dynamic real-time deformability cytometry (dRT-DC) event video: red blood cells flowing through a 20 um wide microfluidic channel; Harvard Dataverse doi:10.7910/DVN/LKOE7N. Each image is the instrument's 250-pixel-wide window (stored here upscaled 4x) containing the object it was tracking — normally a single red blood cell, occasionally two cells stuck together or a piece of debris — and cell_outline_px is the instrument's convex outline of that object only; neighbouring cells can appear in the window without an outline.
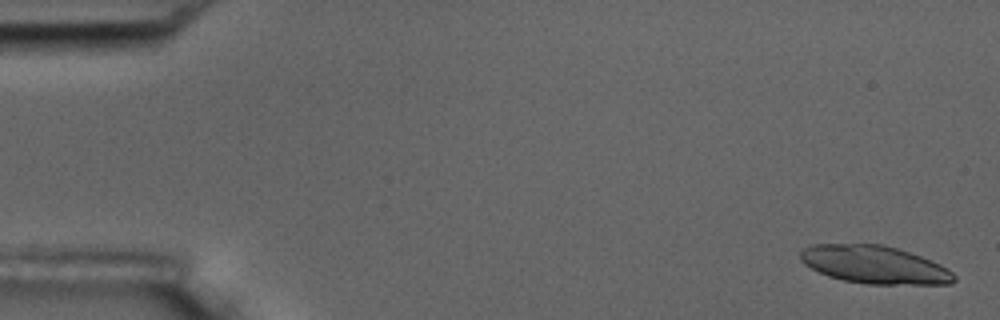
{"species": "common noctule bat (a hibernating species)", "species_latin": "Nyctalus noctula", "temperature_condition": "room temperature", "stored_images_in_passage": 18, "camera_frame_rate_fps": 3000, "um_per_image_px": 0.085, "animal": {"sex": "male", "body_mass_g": 17.5, "forearm_length_mm": 52.3}, "frame": {"image": 1, "passage_image": 1, "time_ms": 0.0, "image_size_px": [1000, 320], "cell_outline_px": [[956, 280], [952, 284], [868, 284], [844, 280], [828, 276], [804, 264], [800, 260], [800, 252], [804, 248], [812, 244], [880, 244], [896, 248], [920, 256], [940, 264], [948, 268], [956, 276]], "centroid_in_image_um": [74.34, 22.5], "position_along_channel_um": 10.7, "area_um2": 33.81}}
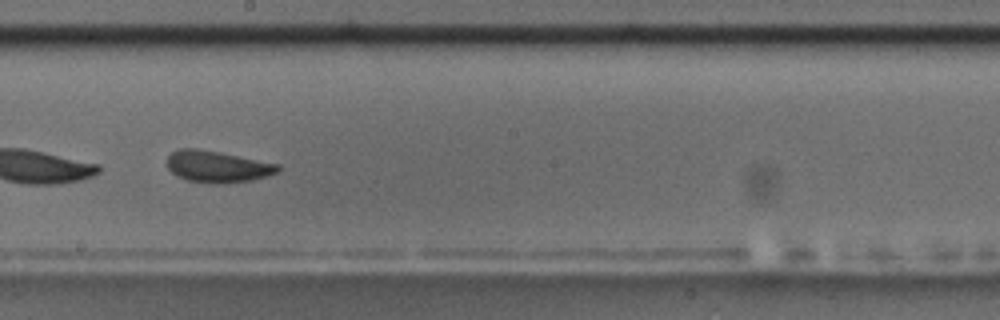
{"frame": {"image": 2, "passage_image": 10, "time_ms": 10.333, "image_size_px": [1000, 320], "cell_outline_px": [[280, 172], [252, 180], [220, 184], [216, 184], [188, 180], [172, 172], [168, 168], [168, 156], [172, 152], [180, 148], [196, 148], [220, 152], [280, 164]], "centroid_in_image_um": [18.52, 14.15], "position_along_channel_um": 229.7, "area_um2": 20.35}}
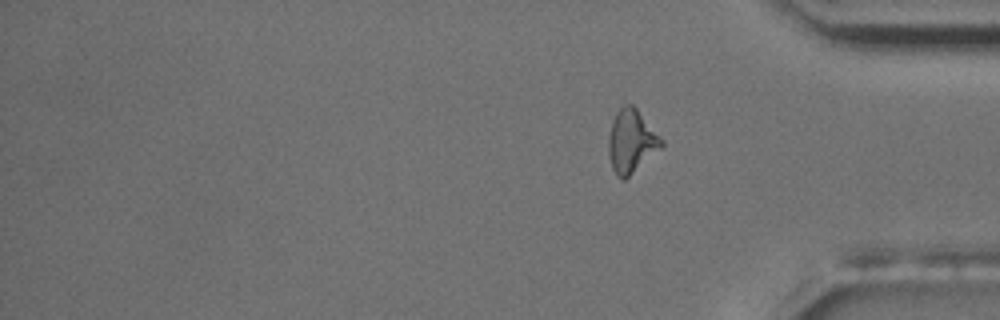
{"frame": {"image": 3, "passage_image": 18, "time_ms": 19.667, "image_size_px": [1000, 320], "cell_outline_px": [[664, 144], [660, 148], [624, 180], [620, 180], [616, 176], [612, 168], [608, 152], [608, 136], [612, 120], [616, 112], [624, 104], [632, 104], [636, 108], [664, 140]], "centroid_in_image_um": [53.64, 12.0], "position_along_channel_um": 381.6, "area_um2": 19.36}, "authors_computed_cell_mechanics": {"area_um2": 20.8369, "velocity_mm_per_s": 3.4892, "shape_relaxation_time_tau1_ms": 2.6382, "shape_relaxation_time_tau2_ms": 0.221, "deformation_change_tau1": 0.0668, "deformation_change_tau2": 0.0317}}